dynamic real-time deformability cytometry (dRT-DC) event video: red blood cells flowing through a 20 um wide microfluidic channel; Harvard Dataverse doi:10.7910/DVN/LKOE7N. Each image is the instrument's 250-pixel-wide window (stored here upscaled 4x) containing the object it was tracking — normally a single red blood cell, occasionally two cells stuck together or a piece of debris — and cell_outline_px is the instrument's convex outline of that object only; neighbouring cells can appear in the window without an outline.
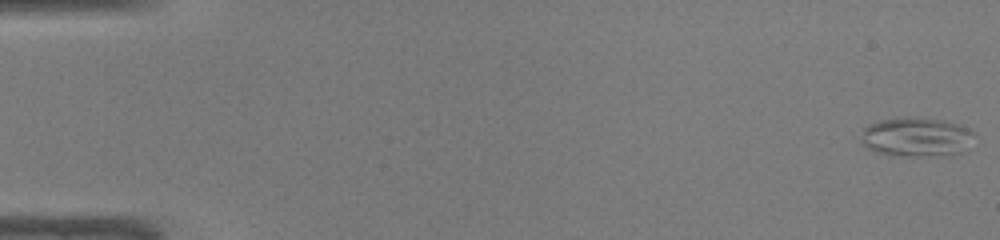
{"species": "common noctule bat (a hibernating species)", "species_latin": "Nyctalus noctula", "temperature_condition": "warm", "stored_images_in_passage": 48, "camera_frame_rate_fps": 3000, "um_per_image_px": 0.085, "animal": {"sex": "male", "body_mass_g": 19.0, "forearm_length_mm": 50.8}, "frame": {"image": 1, "passage_image": 1, "time_ms": 0.0, "image_size_px": [1000, 240], "cell_outline_px": [[976, 132], [960, 152], [952, 156], [900, 156], [876, 152], [860, 144], [860, 140], [864, 128], [868, 124], [880, 120], [908, 116], [912, 116], [944, 120], [968, 128]], "centroid_in_image_um": [77.85, 11.64], "position_along_channel_um": 7.2, "area_um2": 26.13}}
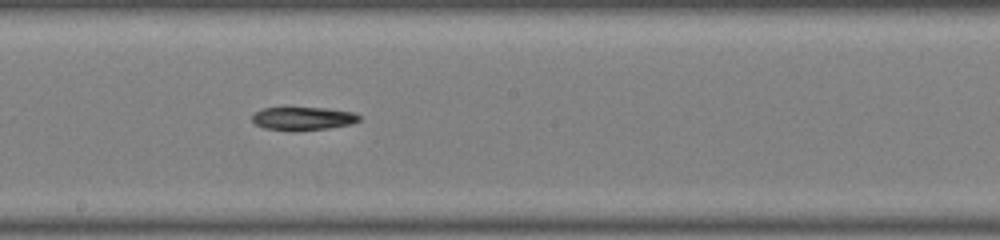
{"frame": {"image": 2, "passage_image": 27, "time_ms": 8.667, "image_size_px": [1000, 240], "cell_outline_px": [[360, 120], [352, 124], [328, 128], [292, 132], [264, 128], [256, 124], [252, 120], [252, 116], [256, 112], [264, 108], [328, 108], [356, 112], [360, 116]], "centroid_in_image_um": [25.79, 10.09], "position_along_channel_um": 222.4, "area_um2": 14.68}}
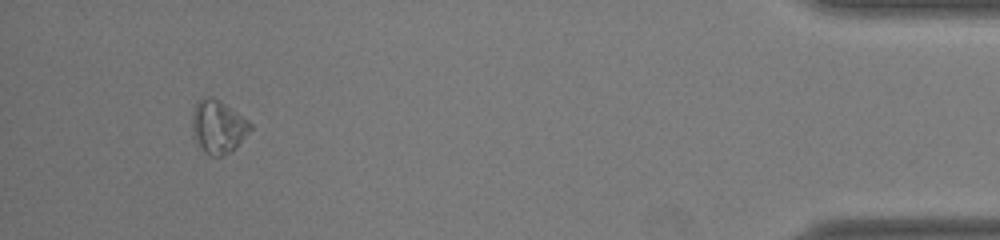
{"frame": {"image": 3, "passage_image": 45, "time_ms": 14.667, "image_size_px": [1000, 240], "cell_outline_px": [[252, 128], [236, 148], [224, 156], [208, 156], [196, 144], [192, 132], [192, 112], [200, 96], [212, 96], [220, 100], [248, 120], [252, 124]], "centroid_in_image_um": [18.51, 10.77], "position_along_channel_um": 416.7, "area_um2": 18.38}}